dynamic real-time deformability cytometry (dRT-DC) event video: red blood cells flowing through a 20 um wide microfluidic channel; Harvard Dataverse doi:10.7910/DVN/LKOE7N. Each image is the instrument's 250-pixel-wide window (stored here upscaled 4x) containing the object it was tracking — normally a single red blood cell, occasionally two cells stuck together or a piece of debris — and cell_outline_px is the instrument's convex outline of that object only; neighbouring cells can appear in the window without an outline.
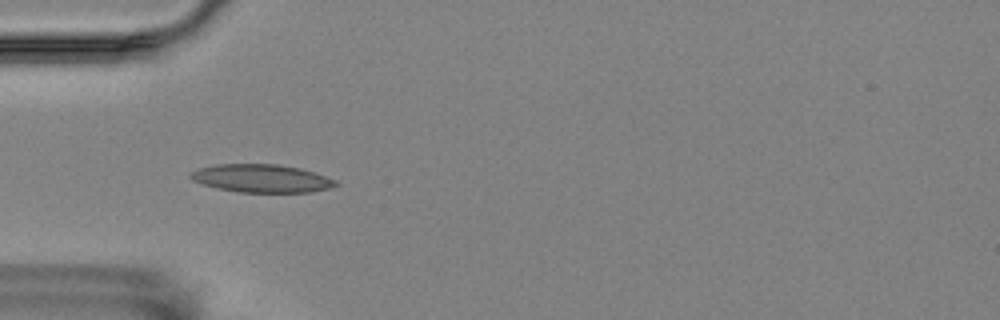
{"species": "Egyptian fruit bat (a non-hibernating species)", "species_latin": "Rousettus aegyptiacus", "temperature_condition": "room temperature", "stored_images_in_passage": 54, "camera_frame_rate_fps": 3000, "um_per_image_px": 0.085, "animal": {"sex": "female"}, "frame": {"image": 1, "passage_image": 15, "time_ms": 4.667, "image_size_px": [1000, 320], "cell_outline_px": [[340, 184], [328, 188], [312, 192], [236, 192], [216, 188], [192, 180], [188, 176], [188, 172], [200, 168], [216, 164], [276, 164], [300, 168], [336, 180]], "centroid_in_image_um": [22.19, 15.16], "position_along_channel_um": 62.8, "area_um2": 23.7}}
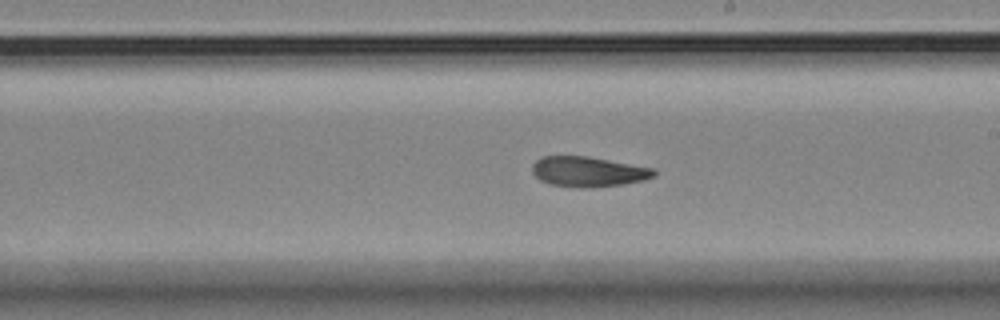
{"frame": {"image": 2, "passage_image": 30, "time_ms": 9.667, "image_size_px": [1000, 320], "cell_outline_px": [[656, 176], [644, 180], [624, 184], [592, 188], [580, 188], [548, 184], [540, 180], [532, 172], [532, 164], [536, 160], [544, 156], [588, 156], [656, 168]], "centroid_in_image_um": [50.03, 14.6], "position_along_channel_um": 239.0, "area_um2": 21.73}}
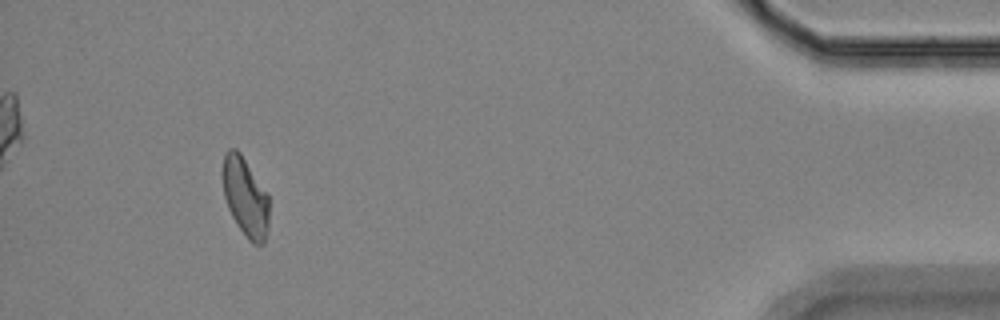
{"frame": {"image": 3, "passage_image": 50, "time_ms": 16.333, "image_size_px": [1000, 320], "cell_outline_px": [[268, 228], [264, 244], [252, 244], [248, 240], [236, 224], [228, 208], [224, 196], [220, 176], [220, 172], [224, 152], [228, 148], [236, 148], [240, 152], [268, 196]], "centroid_in_image_um": [20.8, 16.72], "position_along_channel_um": 414.4, "area_um2": 21.68}, "authors_computed_cell_mechanics": {"area_um2": 21.675, "velocity_mm_per_s": 3.5414, "shape_relaxation_time_tau1_ms": null, "shape_relaxation_time_tau2_ms": 5.6939, "deformation_change_tau1": null, "deformation_change_tau2": 0.1358}}